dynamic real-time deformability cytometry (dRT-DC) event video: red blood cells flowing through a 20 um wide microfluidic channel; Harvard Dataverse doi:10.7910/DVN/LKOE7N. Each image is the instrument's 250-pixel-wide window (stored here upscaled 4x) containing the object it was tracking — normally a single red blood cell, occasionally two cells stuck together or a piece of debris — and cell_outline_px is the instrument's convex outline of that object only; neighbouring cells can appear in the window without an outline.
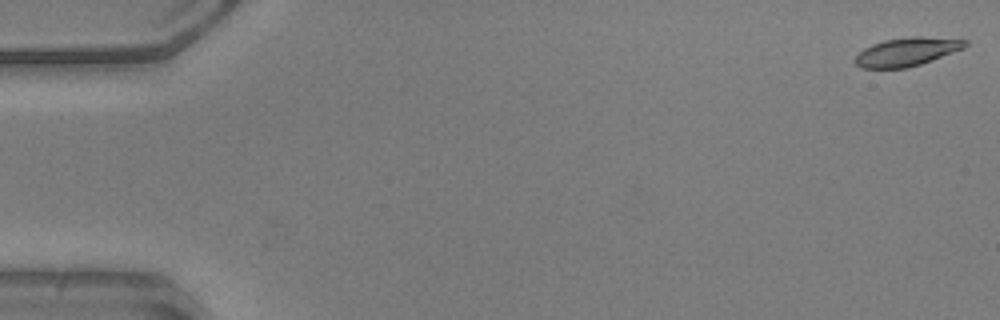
{"species": "common noctule bat (a hibernating species)", "species_latin": "Nyctalus noctula", "temperature_condition": "warm", "stored_images_in_passage": 52, "camera_frame_rate_fps": 3000, "um_per_image_px": 0.085, "animal": {"sex": "male", "body_mass_g": 20.5, "forearm_length_mm": 52.5}, "frame": {"image": 1, "passage_image": 1, "time_ms": 0.0, "image_size_px": [1000, 320], "cell_outline_px": [[968, 44], [964, 48], [932, 60], [908, 68], [860, 68], [852, 60], [864, 48], [872, 44], [884, 40], [912, 36], [920, 36], [968, 40]], "centroid_in_image_um": [77.06, 4.4], "position_along_channel_um": 7.9, "area_um2": 18.26}}
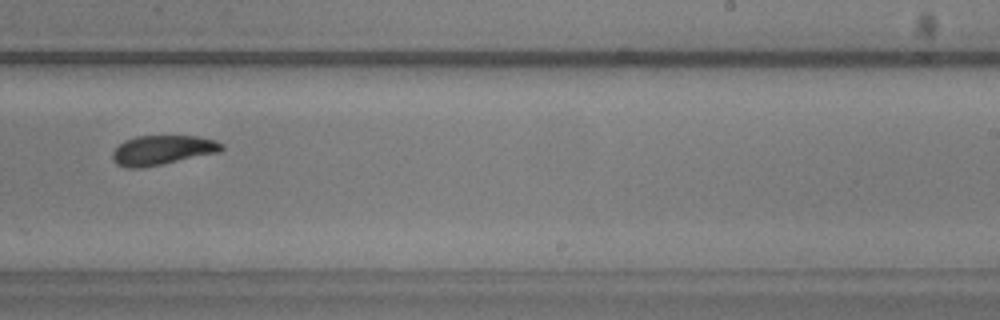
{"frame": {"image": 2, "passage_image": 33, "time_ms": 10.667, "image_size_px": [1000, 320], "cell_outline_px": [[224, 148], [220, 152], [140, 168], [128, 168], [116, 164], [112, 160], [112, 152], [124, 140], [136, 136], [196, 136], [216, 140], [224, 144]], "centroid_in_image_um": [13.8, 12.75], "position_along_channel_um": 275.2, "area_um2": 18.73}}
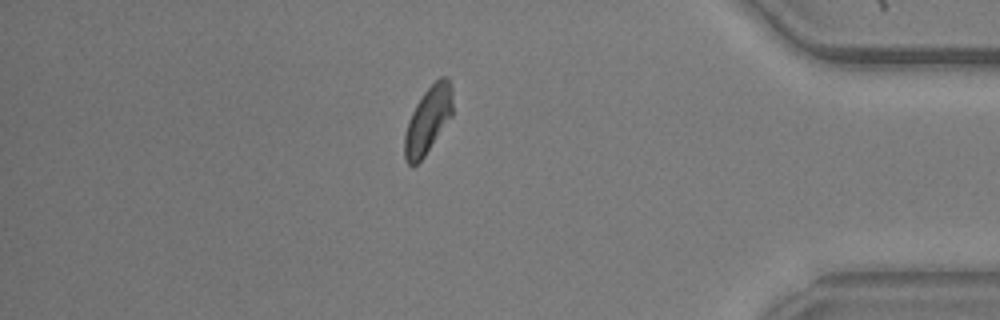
{"frame": {"image": 3, "passage_image": 45, "time_ms": 14.667, "image_size_px": [1000, 320], "cell_outline_px": [[452, 116], [424, 156], [412, 168], [404, 160], [404, 136], [408, 120], [416, 104], [424, 92], [440, 76], [448, 76], [452, 88]], "centroid_in_image_um": [36.37, 10.21], "position_along_channel_um": 398.8, "area_um2": 18.73}, "authors_computed_cell_mechanics": {"area_um2": 18.9295, "velocity_mm_per_s": 3.916, "shape_relaxation_time_tau1_ms": 3.6893, "shape_relaxation_time_tau2_ms": 4.0751, "deformation_change_tau1": 0.1073, "deformation_change_tau2": 0.1133}}